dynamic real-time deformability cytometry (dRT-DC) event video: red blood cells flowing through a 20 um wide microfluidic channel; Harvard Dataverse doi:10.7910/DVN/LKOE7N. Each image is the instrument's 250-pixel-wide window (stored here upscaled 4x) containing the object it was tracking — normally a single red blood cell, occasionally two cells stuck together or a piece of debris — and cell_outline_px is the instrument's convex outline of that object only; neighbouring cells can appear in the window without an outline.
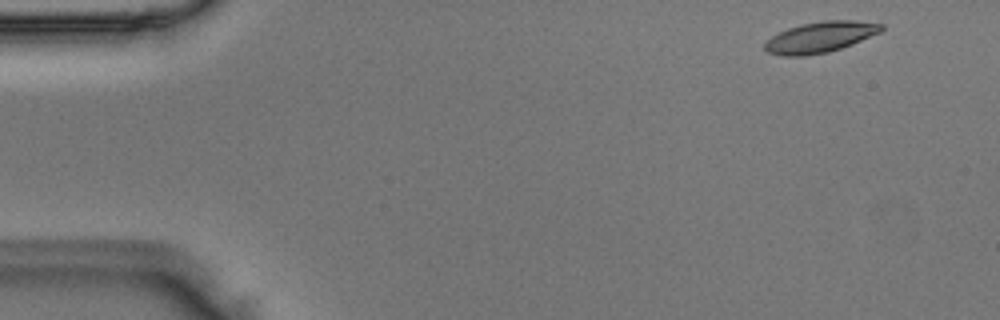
{"species": "Egyptian fruit bat (a non-hibernating species)", "species_latin": "Rousettus aegyptiacus", "temperature_condition": "room temperature", "stored_images_in_passage": 49, "camera_frame_rate_fps": 3000, "um_per_image_px": 0.085, "animal": {"sex": "male"}, "frame": {"image": 1, "passage_image": 2, "time_ms": 0.333, "image_size_px": [1000, 320], "cell_outline_px": [[884, 28], [880, 32], [852, 44], [828, 52], [804, 56], [784, 56], [768, 52], [764, 48], [764, 40], [788, 28], [800, 24], [824, 20], [856, 20], [884, 24]], "centroid_in_image_um": [69.71, 3.15], "position_along_channel_um": 15.3, "area_um2": 20.98}}
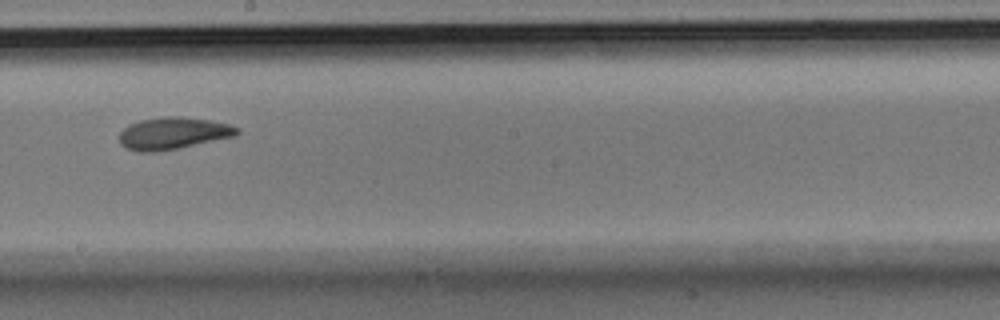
{"frame": {"image": 2, "passage_image": 27, "time_ms": 8.667, "image_size_px": [1000, 320], "cell_outline_px": [[240, 132], [236, 136], [156, 152], [140, 152], [128, 148], [120, 144], [120, 132], [128, 124], [140, 120], [168, 116], [180, 116], [212, 120], [228, 124], [240, 128]], "centroid_in_image_um": [14.73, 11.31], "position_along_channel_um": 233.5, "area_um2": 21.91}}
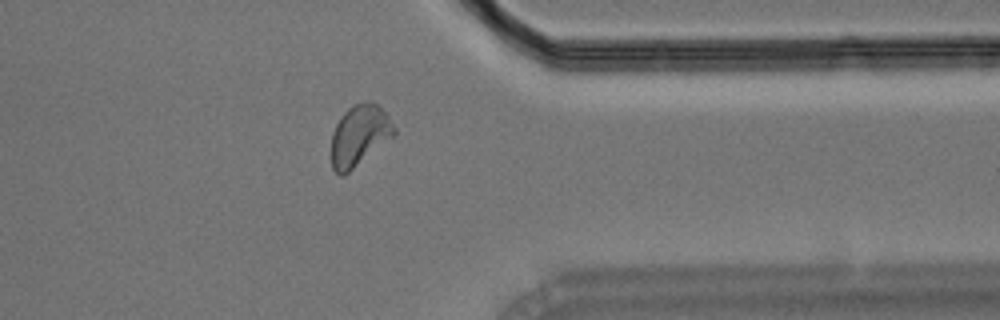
{"frame": {"image": 3, "passage_image": 39, "time_ms": 12.667, "image_size_px": [1000, 320], "cell_outline_px": [[396, 136], [344, 176], [340, 176], [332, 168], [332, 132], [340, 116], [352, 104], [372, 100], [388, 116], [396, 128]], "centroid_in_image_um": [30.57, 11.52], "position_along_channel_um": 380.8, "area_um2": 22.66}}